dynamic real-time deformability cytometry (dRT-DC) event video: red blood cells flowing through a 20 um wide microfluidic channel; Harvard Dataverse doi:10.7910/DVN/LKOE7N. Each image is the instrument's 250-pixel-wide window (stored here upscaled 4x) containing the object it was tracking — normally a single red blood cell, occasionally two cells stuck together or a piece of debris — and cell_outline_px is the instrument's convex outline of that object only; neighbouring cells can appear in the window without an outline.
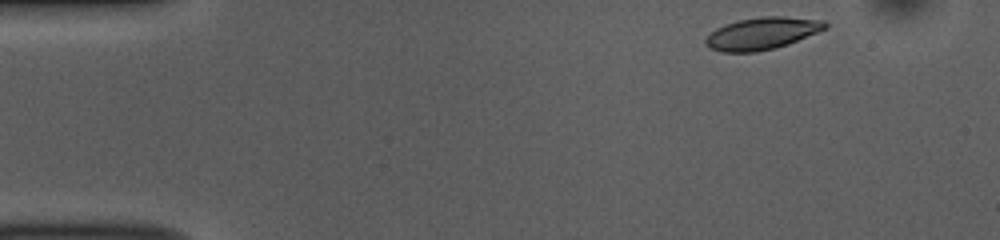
{"species": "common noctule bat (a hibernating species)", "species_latin": "Nyctalus noctula", "temperature_condition": "room temperature", "stored_images_in_passage": 48, "camera_frame_rate_fps": 3000, "um_per_image_px": 0.085, "animal": {"sex": "female", "body_mass_g": 10.0, "forearm_length_mm": 53.1}, "frame": {"image": 1, "passage_image": 1, "time_ms": 0.0, "image_size_px": [1000, 240], "cell_outline_px": [[828, 28], [788, 44], [756, 52], [720, 52], [708, 48], [704, 44], [704, 40], [716, 28], [724, 24], [740, 20], [764, 16], [784, 16], [824, 20], [828, 24]], "centroid_in_image_um": [64.77, 2.84], "position_along_channel_um": 20.2, "area_um2": 22.43}}
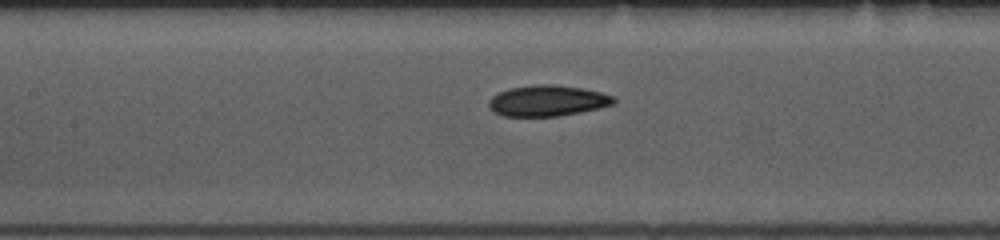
{"frame": {"image": 2, "passage_image": 19, "time_ms": 6.0, "image_size_px": [1000, 240], "cell_outline_px": [[616, 100], [612, 104], [600, 108], [560, 116], [504, 116], [492, 112], [488, 108], [488, 100], [492, 96], [500, 92], [512, 88], [536, 84], [552, 84], [580, 88], [600, 92], [612, 96]], "centroid_in_image_um": [46.49, 8.57], "position_along_channel_um": 160.9, "area_um2": 22.43}}
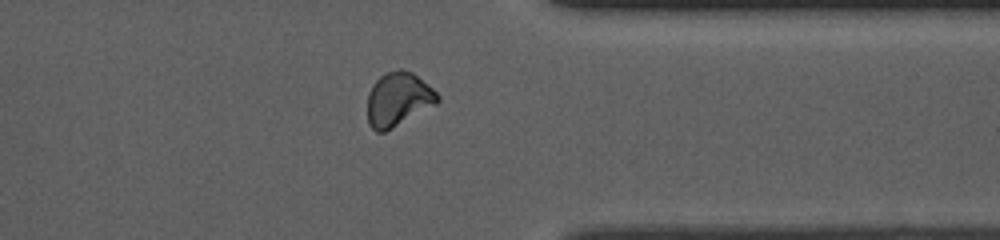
{"frame": {"image": 3, "passage_image": 37, "time_ms": 12.0, "image_size_px": [1000, 240], "cell_outline_px": [[440, 100], [436, 104], [392, 128], [384, 132], [376, 132], [368, 124], [368, 92], [372, 84], [384, 72], [396, 68], [400, 68], [412, 72], [432, 88], [440, 96]], "centroid_in_image_um": [33.83, 8.41], "position_along_channel_um": 377.6, "area_um2": 22.08}, "authors_computed_cell_mechanics": {"area_um2": 22.1374, "velocity_mm_per_s": 3.7191, "shape_relaxation_time_tau1_ms": 3.8771, "shape_relaxation_time_tau2_ms": 3.6774, "deformation_change_tau1": 0.111, "deformation_change_tau2": 0.0716}}